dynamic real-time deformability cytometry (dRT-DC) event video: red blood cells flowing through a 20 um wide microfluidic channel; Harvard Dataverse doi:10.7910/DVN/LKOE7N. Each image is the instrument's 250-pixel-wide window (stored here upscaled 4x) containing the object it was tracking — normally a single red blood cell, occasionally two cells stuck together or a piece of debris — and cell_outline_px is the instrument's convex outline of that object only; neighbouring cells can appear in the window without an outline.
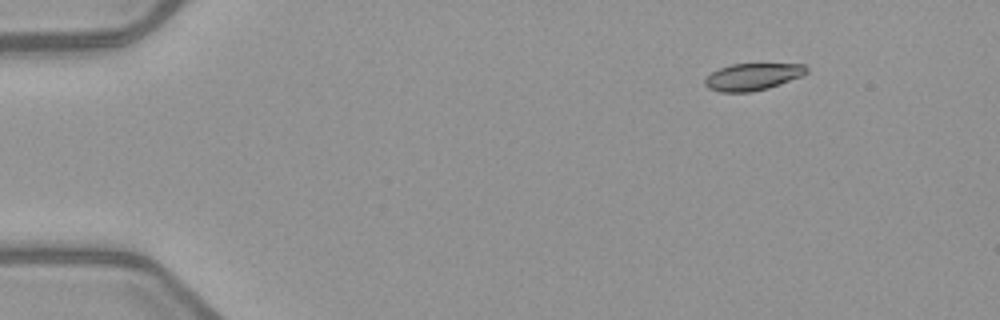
{"species": "common noctule bat (a hibernating species)", "species_latin": "Nyctalus noctula", "temperature_condition": "warm", "stored_images_in_passage": 8, "camera_frame_rate_fps": 3000, "um_per_image_px": 0.085, "animal": {"sex": "female", "body_mass_g": 21.9}, "frame": {"image": 1, "passage_image": 3, "time_ms": 2.333, "image_size_px": [1000, 320], "cell_outline_px": [[808, 72], [804, 76], [768, 88], [752, 92], [720, 92], [708, 88], [704, 84], [704, 76], [720, 68], [732, 64], [804, 64], [808, 68]], "centroid_in_image_um": [63.98, 6.53], "position_along_channel_um": 21.0, "area_um2": 16.18}}
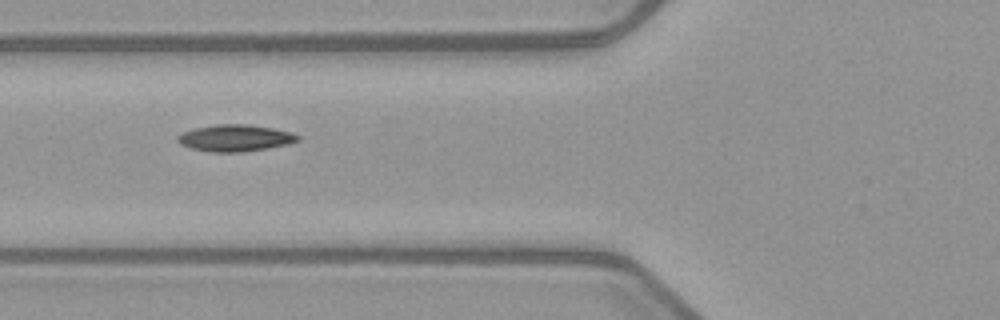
{"frame": {"image": 2, "passage_image": 7, "time_ms": 7.0, "image_size_px": [1000, 320], "cell_outline_px": [[300, 140], [288, 144], [244, 152], [208, 152], [192, 148], [180, 144], [176, 140], [176, 136], [184, 132], [196, 128], [216, 124], [248, 124], [272, 128], [292, 132], [300, 136]], "centroid_in_image_um": [19.99, 11.73], "position_along_channel_um": 105.8, "area_um2": 18.73}}
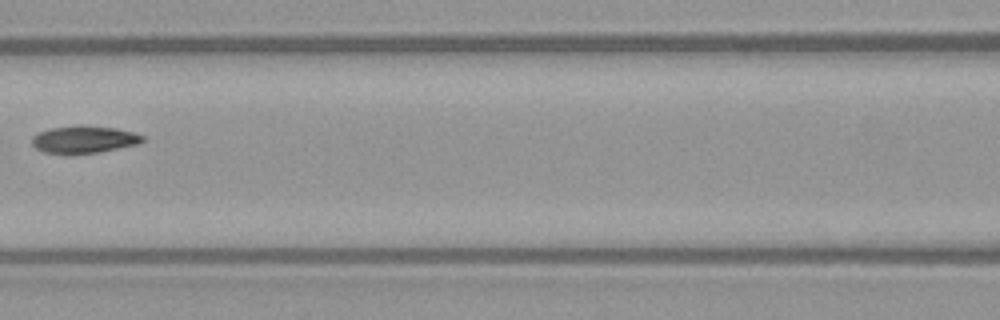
{"frame": {"image": 3, "passage_image": 8, "time_ms": 8.333, "image_size_px": [1000, 320], "cell_outline_px": [[144, 140], [140, 144], [100, 152], [72, 156], [68, 156], [44, 152], [36, 148], [32, 144], [32, 136], [48, 128], [80, 124], [116, 128], [132, 132], [144, 136]], "centroid_in_image_um": [7.12, 11.87], "position_along_channel_um": 159.5, "area_um2": 18.32}}